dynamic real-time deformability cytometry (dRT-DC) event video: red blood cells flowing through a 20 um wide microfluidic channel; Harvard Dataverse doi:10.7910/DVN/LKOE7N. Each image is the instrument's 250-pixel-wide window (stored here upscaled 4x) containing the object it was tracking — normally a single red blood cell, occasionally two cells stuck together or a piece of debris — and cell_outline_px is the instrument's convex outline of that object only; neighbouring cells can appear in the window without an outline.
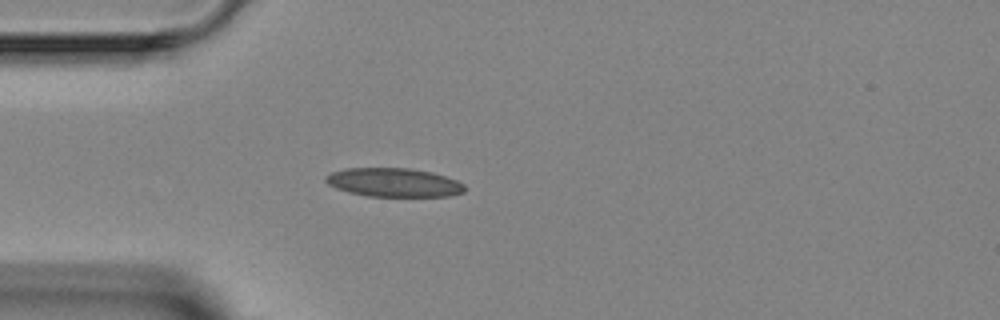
{"species": "Egyptian fruit bat (a non-hibernating species)", "species_latin": "Rousettus aegyptiacus", "temperature_condition": "room temperature", "stored_images_in_passage": 3, "camera_frame_rate_fps": 3000, "um_per_image_px": 0.085, "animal": {"sex": "female"}, "frame": {"image": 1, "passage_image": 3, "time_ms": 2.0, "image_size_px": [1000, 320], "cell_outline_px": [[464, 192], [448, 196], [368, 196], [348, 192], [336, 188], [328, 184], [324, 180], [324, 176], [332, 172], [344, 168], [408, 168], [432, 172], [456, 180], [464, 184]], "centroid_in_image_um": [33.43, 15.5], "position_along_channel_um": 51.6, "area_um2": 23.24}}